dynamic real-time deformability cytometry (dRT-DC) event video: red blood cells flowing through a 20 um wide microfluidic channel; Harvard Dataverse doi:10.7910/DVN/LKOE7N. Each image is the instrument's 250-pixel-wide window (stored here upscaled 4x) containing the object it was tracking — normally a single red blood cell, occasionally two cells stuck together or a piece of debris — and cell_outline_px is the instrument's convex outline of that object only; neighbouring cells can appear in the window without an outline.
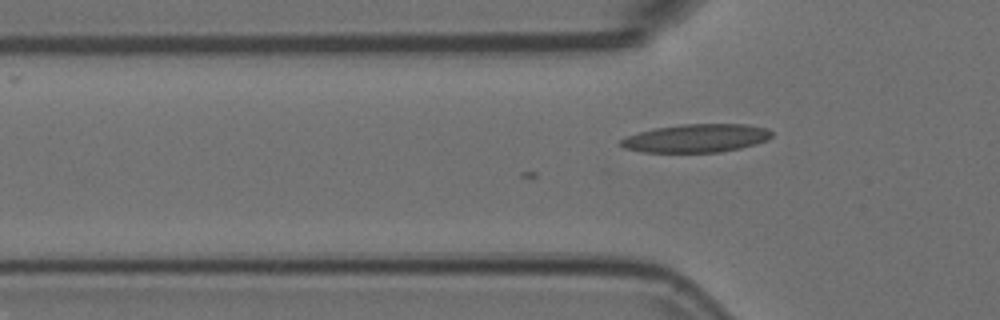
{"species": "Egyptian fruit bat (a non-hibernating species)", "species_latin": "Rousettus aegyptiacus", "temperature_condition": "room temperature", "stored_images_in_passage": 2, "camera_frame_rate_fps": 3000, "um_per_image_px": 0.085, "animal": {"sex": "female"}, "frame": {"image": 1, "passage_image": 2, "time_ms": 0.333, "image_size_px": [1000, 320], "cell_outline_px": [[772, 136], [768, 140], [756, 144], [740, 148], [720, 152], [640, 152], [624, 148], [620, 144], [620, 140], [628, 136], [640, 132], [656, 128], [680, 124], [748, 124], [768, 128], [772, 132]], "centroid_in_image_um": [59.22, 11.74], "position_along_channel_um": 66.6, "area_um2": 24.91}}